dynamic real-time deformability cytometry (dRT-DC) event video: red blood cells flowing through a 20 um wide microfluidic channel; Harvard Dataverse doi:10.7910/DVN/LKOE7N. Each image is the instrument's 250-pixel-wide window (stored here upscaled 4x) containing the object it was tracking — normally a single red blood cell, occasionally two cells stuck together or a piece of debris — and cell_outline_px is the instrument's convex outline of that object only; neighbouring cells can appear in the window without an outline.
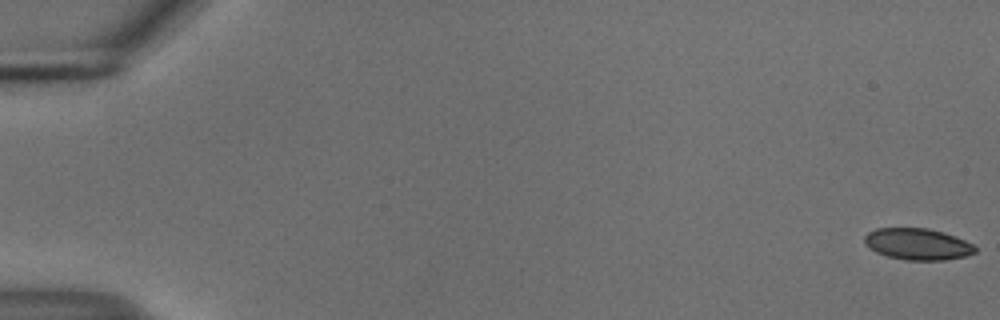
{"species": "common noctule bat (a hibernating species)", "species_latin": "Nyctalus noctula", "temperature_condition": "cold", "stored_images_in_passage": 56, "camera_frame_rate_fps": 3000, "um_per_image_px": 0.085, "animal": {"sex": "male", "body_mass_g": 18.8}, "frame": {"image": 1, "passage_image": 1, "time_ms": 0.0, "image_size_px": [1000, 320], "cell_outline_px": [[976, 252], [964, 256], [944, 260], [904, 260], [888, 256], [876, 252], [868, 248], [864, 244], [864, 236], [868, 232], [876, 228], [928, 228], [944, 232], [956, 236], [972, 244], [976, 248]], "centroid_in_image_um": [77.96, 20.74], "position_along_channel_um": 7.0, "area_um2": 20.4}}
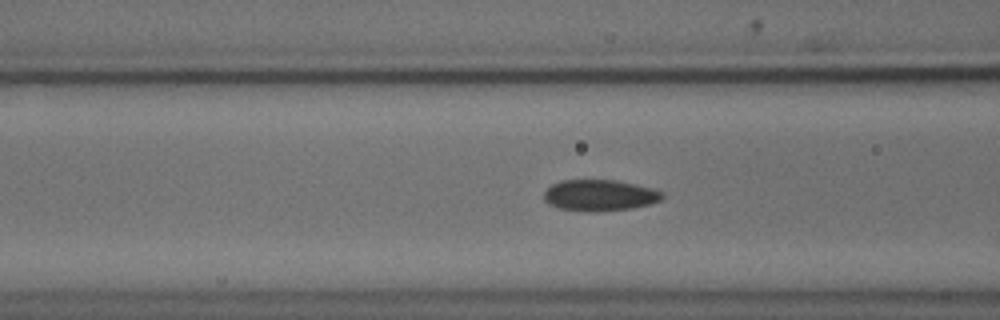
{"frame": {"image": 2, "passage_image": 23, "time_ms": 7.333, "image_size_px": [1000, 320], "cell_outline_px": [[664, 196], [660, 200], [648, 204], [632, 208], [596, 212], [584, 212], [560, 208], [548, 204], [544, 200], [544, 192], [552, 184], [560, 180], [616, 180], [636, 184], [652, 188], [664, 192]], "centroid_in_image_um": [50.96, 16.6], "position_along_channel_um": 115.6, "area_um2": 21.68}}
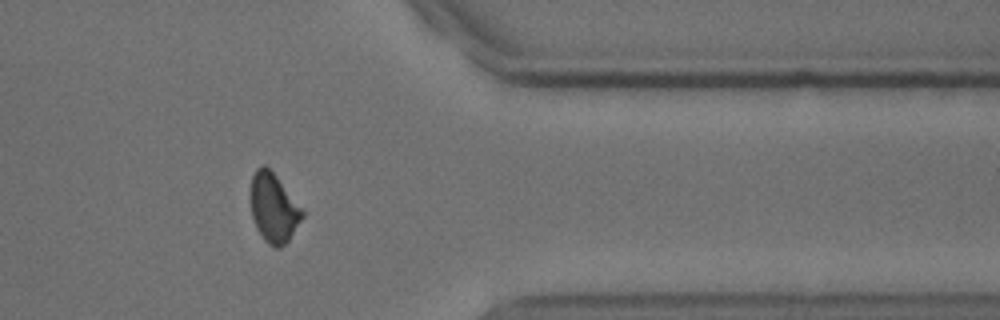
{"frame": {"image": 3, "passage_image": 46, "time_ms": 15.0, "image_size_px": [1000, 320], "cell_outline_px": [[304, 216], [288, 240], [280, 248], [272, 248], [264, 240], [256, 228], [252, 216], [252, 176], [256, 168], [260, 164], [264, 164], [276, 176], [304, 212]], "centroid_in_image_um": [23.25, 17.7], "position_along_channel_um": 388.2, "area_um2": 20.35}, "authors_computed_cell_mechanics": {"area_um2": 21.5016, "velocity_mm_per_s": 3.7108, "shape_relaxation_time_tau1_ms": 3.7979, "shape_relaxation_time_tau2_ms": 1.9564, "deformation_change_tau1": 0.1018, "deformation_change_tau2": 0.0601}}